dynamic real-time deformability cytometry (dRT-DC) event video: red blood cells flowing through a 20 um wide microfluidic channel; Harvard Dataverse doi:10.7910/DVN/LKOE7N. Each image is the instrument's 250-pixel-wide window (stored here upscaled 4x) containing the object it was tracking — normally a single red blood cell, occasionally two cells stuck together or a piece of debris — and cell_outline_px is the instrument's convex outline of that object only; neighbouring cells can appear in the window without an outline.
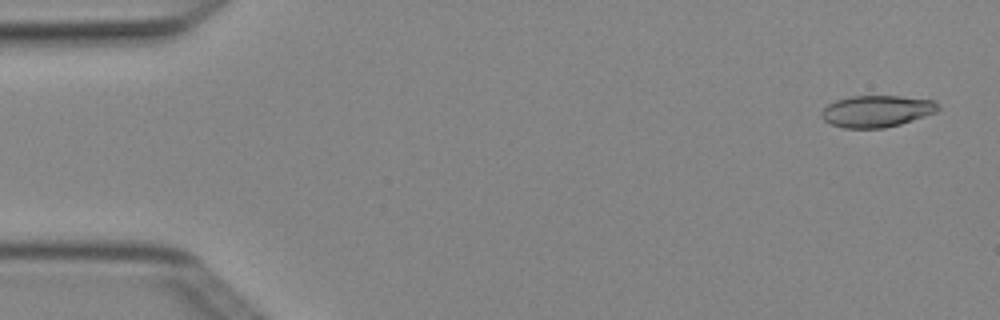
{"species": "Egyptian fruit bat (a non-hibernating species)", "species_latin": "Rousettus aegyptiacus", "temperature_condition": "cold", "stored_images_in_passage": 5, "camera_frame_rate_fps": 3000, "um_per_image_px": 0.085, "animal": {"sex": "female"}, "frame": {"image": 1, "passage_image": 1, "time_ms": 0.0, "image_size_px": [1000, 320], "cell_outline_px": [[940, 108], [936, 112], [900, 124], [884, 128], [844, 128], [832, 124], [824, 120], [820, 116], [820, 112], [828, 104], [836, 100], [852, 96], [900, 96], [932, 100], [940, 104]], "centroid_in_image_um": [74.51, 9.45], "position_along_channel_um": 10.5, "area_um2": 21.5}}
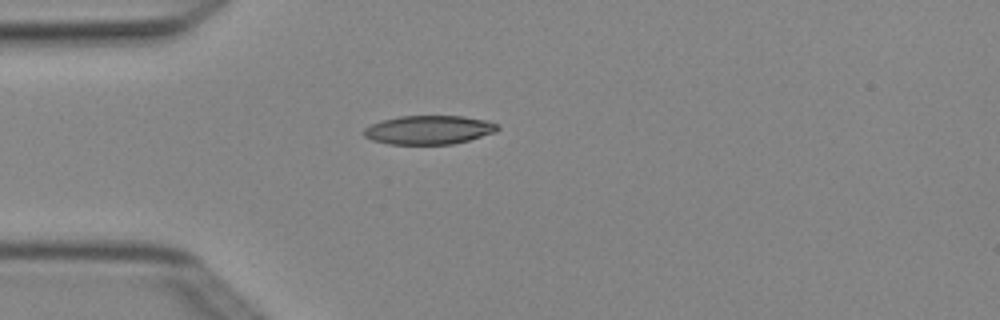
{"frame": {"image": 2, "passage_image": 4, "time_ms": 1.0, "image_size_px": [1000, 320], "cell_outline_px": [[500, 128], [496, 132], [468, 140], [452, 144], [388, 144], [372, 140], [364, 136], [364, 128], [380, 120], [400, 116], [464, 116], [488, 120], [500, 124]], "centroid_in_image_um": [36.48, 11.03], "position_along_channel_um": 48.5, "area_um2": 22.6}}